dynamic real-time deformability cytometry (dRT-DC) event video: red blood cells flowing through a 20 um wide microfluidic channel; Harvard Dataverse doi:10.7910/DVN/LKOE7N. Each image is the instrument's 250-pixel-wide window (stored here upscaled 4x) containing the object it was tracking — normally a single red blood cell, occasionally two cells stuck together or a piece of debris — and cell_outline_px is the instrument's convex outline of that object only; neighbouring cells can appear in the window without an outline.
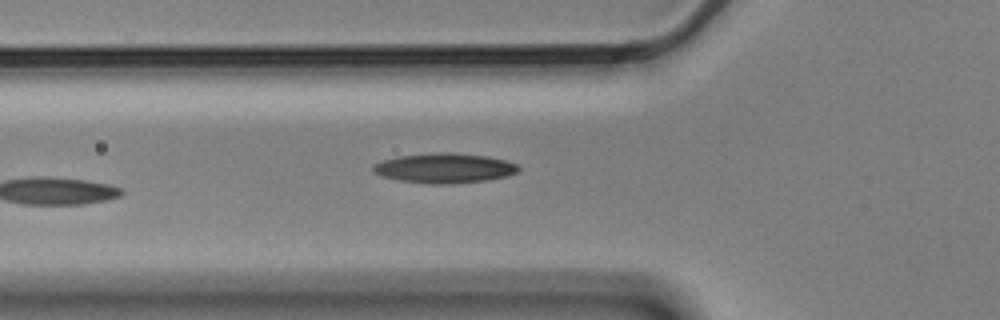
{"species": "Egyptian fruit bat (a non-hibernating species)", "species_latin": "Rousettus aegyptiacus", "temperature_condition": "cold", "stored_images_in_passage": 6, "camera_frame_rate_fps": 3000, "um_per_image_px": 0.085, "animal": {"sex": "male"}, "frame": {"image": 1, "passage_image": 6, "time_ms": 1.667, "image_size_px": [1000, 320], "cell_outline_px": [[520, 168], [516, 172], [508, 176], [488, 180], [452, 184], [428, 184], [400, 180], [380, 176], [372, 172], [372, 164], [396, 156], [432, 152], [452, 152], [488, 156], [504, 160], [516, 164]], "centroid_in_image_um": [37.74, 14.28], "position_along_channel_um": 88.1, "area_um2": 25.61}}